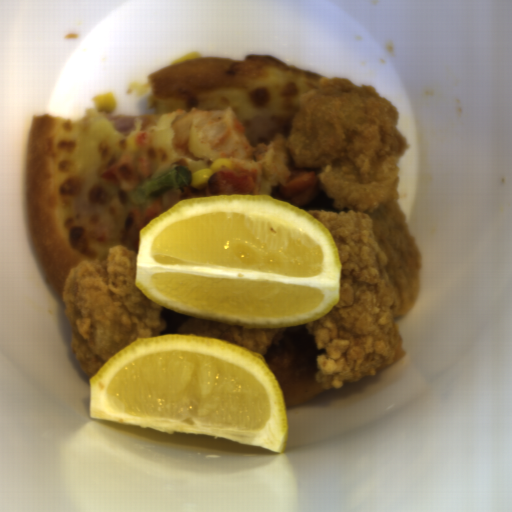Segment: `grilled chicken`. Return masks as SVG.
Returning <instances> with one entry per match:
<instances>
[{
  "label": "grilled chicken",
  "mask_w": 512,
  "mask_h": 512,
  "mask_svg": "<svg viewBox=\"0 0 512 512\" xmlns=\"http://www.w3.org/2000/svg\"><path fill=\"white\" fill-rule=\"evenodd\" d=\"M290 173L285 184H278L272 190V198L287 202L305 211H333V198H328L319 189L318 168H296L293 158L289 162Z\"/></svg>",
  "instance_id": "obj_1"
},
{
  "label": "grilled chicken",
  "mask_w": 512,
  "mask_h": 512,
  "mask_svg": "<svg viewBox=\"0 0 512 512\" xmlns=\"http://www.w3.org/2000/svg\"><path fill=\"white\" fill-rule=\"evenodd\" d=\"M259 177L256 170H222L210 176L199 187H183L180 200L213 195H259Z\"/></svg>",
  "instance_id": "obj_2"
},
{
  "label": "grilled chicken",
  "mask_w": 512,
  "mask_h": 512,
  "mask_svg": "<svg viewBox=\"0 0 512 512\" xmlns=\"http://www.w3.org/2000/svg\"><path fill=\"white\" fill-rule=\"evenodd\" d=\"M152 162L148 157L126 155L100 173L101 180L118 186L129 194L149 180Z\"/></svg>",
  "instance_id": "obj_3"
},
{
  "label": "grilled chicken",
  "mask_w": 512,
  "mask_h": 512,
  "mask_svg": "<svg viewBox=\"0 0 512 512\" xmlns=\"http://www.w3.org/2000/svg\"><path fill=\"white\" fill-rule=\"evenodd\" d=\"M131 211L133 221L140 230L144 228L148 223H150L154 218L165 212L159 198L148 208H134L132 206Z\"/></svg>",
  "instance_id": "obj_4"
}]
</instances>
